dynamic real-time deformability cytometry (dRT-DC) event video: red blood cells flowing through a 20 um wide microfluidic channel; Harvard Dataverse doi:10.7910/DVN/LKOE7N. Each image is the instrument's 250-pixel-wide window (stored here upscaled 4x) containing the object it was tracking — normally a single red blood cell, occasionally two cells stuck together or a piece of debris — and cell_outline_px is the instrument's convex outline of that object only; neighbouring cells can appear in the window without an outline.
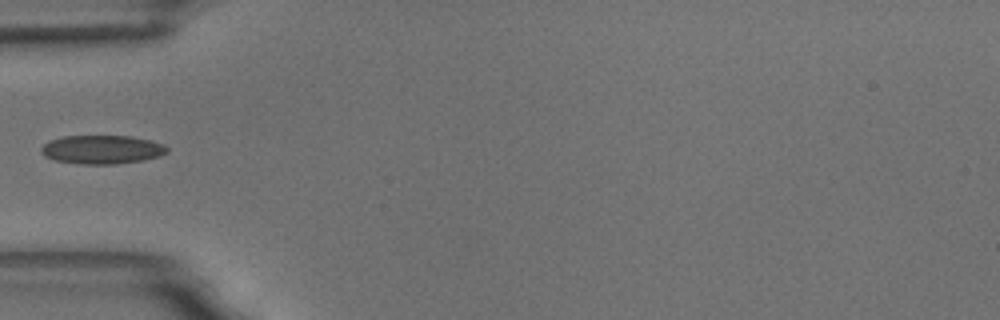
{"species": "common noctule bat (a hibernating species)", "species_latin": "Nyctalus noctula", "temperature_condition": "room temperature", "stored_images_in_passage": 36, "camera_frame_rate_fps": 3000, "um_per_image_px": 0.085, "animal": {"sex": "male", "body_mass_g": 18.8}, "frame": {"image": 1, "passage_image": 1, "time_ms": 0.0, "image_size_px": [1000, 320], "cell_outline_px": [[168, 152], [160, 156], [144, 160], [116, 164], [80, 164], [56, 160], [44, 156], [40, 152], [40, 148], [48, 140], [64, 136], [132, 136], [152, 140], [164, 144], [168, 148]], "centroid_in_image_um": [8.68, 12.71], "position_along_channel_um": 76.3, "area_um2": 21.27}}
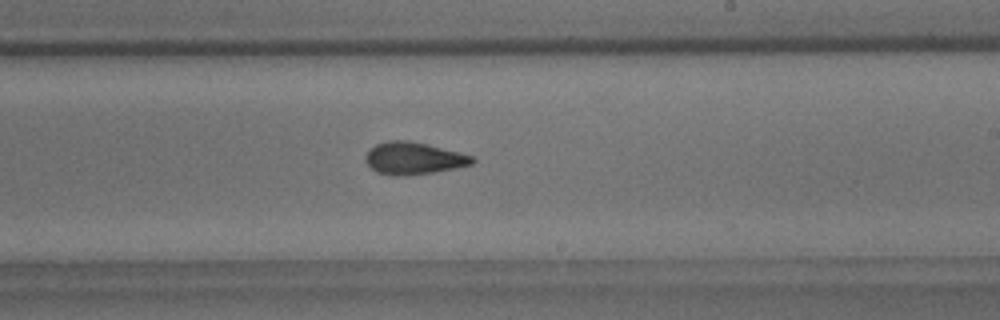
{"frame": {"image": 2, "passage_image": 16, "time_ms": 5.0, "image_size_px": [1000, 320], "cell_outline_px": [[476, 160], [472, 164], [456, 168], [432, 172], [404, 176], [396, 176], [376, 172], [364, 160], [364, 156], [376, 144], [388, 140], [408, 140], [428, 144], [460, 152], [472, 156]], "centroid_in_image_um": [35.16, 13.45], "position_along_channel_um": 253.8, "area_um2": 20.06}}
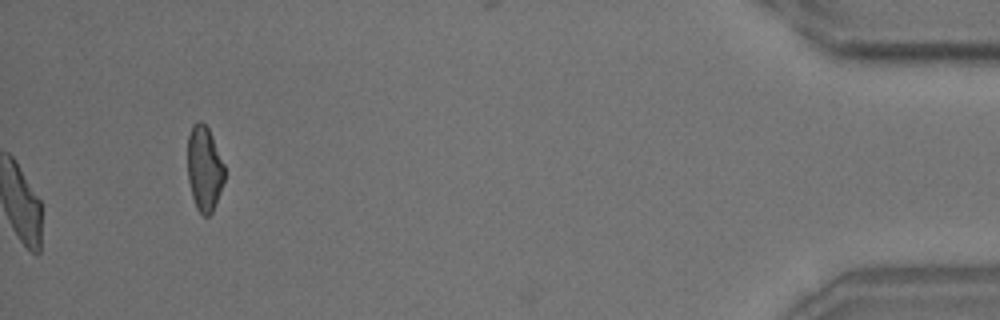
{"frame": {"image": 3, "passage_image": 36, "time_ms": 11.667, "image_size_px": [1000, 320], "cell_outline_px": [[224, 180], [220, 192], [212, 212], [208, 216], [204, 216], [196, 208], [192, 196], [188, 180], [188, 136], [192, 124], [196, 120], [200, 120], [208, 128], [212, 136], [224, 164]], "centroid_in_image_um": [17.36, 14.31], "position_along_channel_um": 417.8, "area_um2": 18.26}}